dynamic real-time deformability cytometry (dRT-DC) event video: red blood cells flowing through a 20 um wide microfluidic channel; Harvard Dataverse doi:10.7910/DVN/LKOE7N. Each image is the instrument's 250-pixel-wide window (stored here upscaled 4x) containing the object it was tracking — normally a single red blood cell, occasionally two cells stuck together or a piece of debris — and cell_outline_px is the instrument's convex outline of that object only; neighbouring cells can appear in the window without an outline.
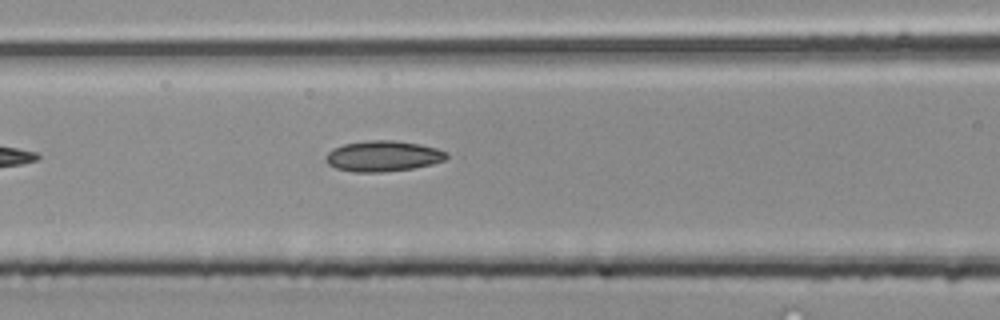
{"species": "common noctule bat (a hibernating species)", "species_latin": "Nyctalus noctula", "temperature_condition": "room temperature", "stored_images_in_passage": 4, "camera_frame_rate_fps": 3000, "um_per_image_px": 0.085, "animal": {"sex": "male", "body_mass_g": 20.4}, "frame": {"image": 1, "passage_image": 4, "time_ms": 1.0, "image_size_px": [1000, 320], "cell_outline_px": [[448, 156], [444, 160], [432, 164], [412, 168], [380, 172], [356, 172], [336, 168], [328, 164], [324, 160], [324, 156], [332, 148], [344, 144], [368, 140], [396, 140], [420, 144], [436, 148], [448, 152]], "centroid_in_image_um": [32.53, 13.26], "position_along_channel_um": 134.1, "area_um2": 21.68}}